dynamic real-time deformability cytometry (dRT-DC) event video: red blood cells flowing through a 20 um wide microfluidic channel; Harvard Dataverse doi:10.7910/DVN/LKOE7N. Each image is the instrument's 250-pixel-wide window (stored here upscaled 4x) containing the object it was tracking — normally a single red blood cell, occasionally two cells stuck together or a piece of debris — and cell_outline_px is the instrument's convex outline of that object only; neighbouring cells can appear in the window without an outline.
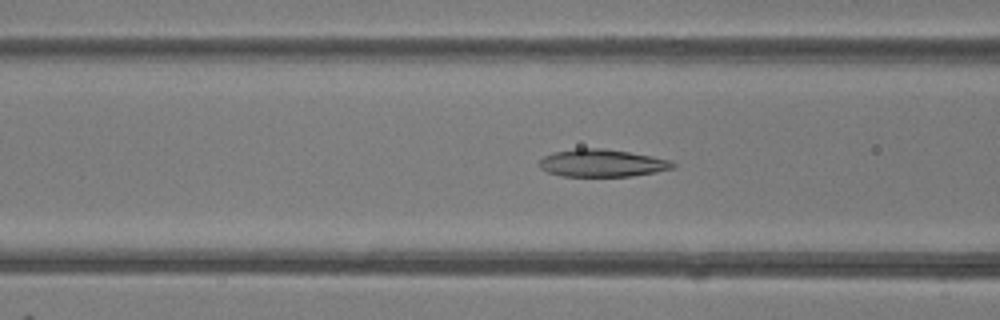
{"species": "common noctule bat (a hibernating species)", "species_latin": "Nyctalus noctula", "temperature_condition": "room temperature", "stored_images_in_passage": 47, "camera_frame_rate_fps": 3000, "um_per_image_px": 0.085, "animal": {"sex": "female"}, "frame": {"image": 1, "passage_image": 18, "time_ms": 5.667, "image_size_px": [1000, 320], "cell_outline_px": [[676, 168], [656, 172], [632, 176], [560, 176], [548, 172], [540, 168], [540, 160], [544, 156], [552, 152], [576, 148], [604, 148], [652, 156], [672, 160], [676, 164]], "centroid_in_image_um": [51.2, 13.86], "position_along_channel_um": 115.4, "area_um2": 21.56}}
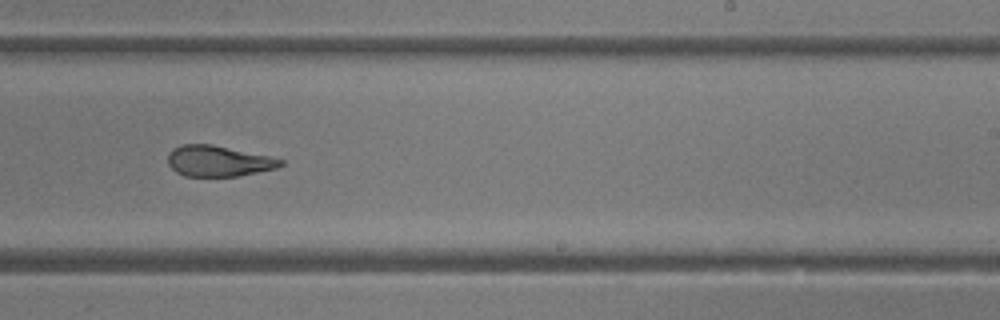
{"frame": {"image": 2, "passage_image": 29, "time_ms": 9.333, "image_size_px": [1000, 320], "cell_outline_px": [[284, 164], [276, 168], [236, 176], [184, 176], [176, 172], [168, 164], [168, 152], [172, 148], [184, 144], [212, 144], [268, 156], [284, 160]], "centroid_in_image_um": [18.52, 13.68], "position_along_channel_um": 270.5, "area_um2": 20.11}}
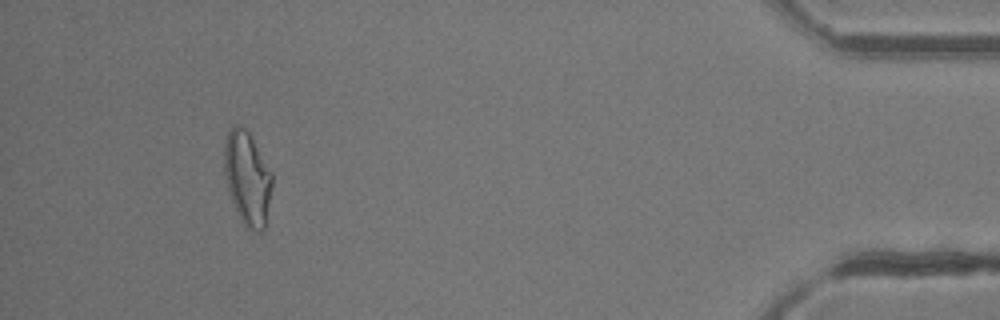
{"frame": {"image": 3, "passage_image": 44, "time_ms": 14.333, "image_size_px": [1000, 320], "cell_outline_px": [[272, 184], [264, 228], [260, 232], [256, 232], [248, 228], [240, 220], [232, 200], [224, 176], [224, 140], [228, 132], [236, 124], [240, 124], [248, 132], [272, 172]], "centroid_in_image_um": [21.01, 15.13], "position_along_channel_um": 414.2, "area_um2": 25.84}, "authors_computed_cell_mechanics": {"area_um2": 22.7154, "velocity_mm_per_s": 4.2243, "shape_relaxation_time_tau1_ms": 6.6099, "shape_relaxation_time_tau2_ms": 1.6531, "deformation_change_tau1": 0.2309, "deformation_change_tau2": 0.1}}